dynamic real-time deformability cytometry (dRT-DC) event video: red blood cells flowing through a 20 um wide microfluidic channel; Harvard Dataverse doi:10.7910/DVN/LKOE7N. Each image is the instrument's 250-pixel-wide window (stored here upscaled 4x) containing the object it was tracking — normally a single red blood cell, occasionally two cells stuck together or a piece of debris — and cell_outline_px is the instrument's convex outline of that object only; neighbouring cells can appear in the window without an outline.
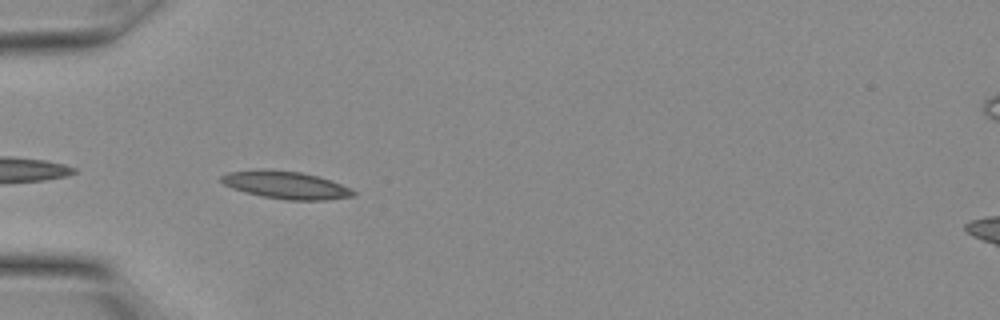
{"species": "Egyptian fruit bat (a non-hibernating species)", "species_latin": "Rousettus aegyptiacus", "temperature_condition": "warm", "stored_images_in_passage": 13, "camera_frame_rate_fps": 3000, "um_per_image_px": 0.085, "animal": {"sex": "female"}, "frame": {"image": 1, "passage_image": 10, "time_ms": 3.0, "image_size_px": [1000, 320], "cell_outline_px": [[356, 196], [324, 200], [288, 200], [264, 196], [244, 192], [232, 188], [224, 184], [220, 180], [220, 176], [228, 172], [260, 168], [264, 168], [300, 172], [332, 180], [352, 188], [356, 192]], "centroid_in_image_um": [24.31, 15.71], "position_along_channel_um": 60.7, "area_um2": 21.44}}